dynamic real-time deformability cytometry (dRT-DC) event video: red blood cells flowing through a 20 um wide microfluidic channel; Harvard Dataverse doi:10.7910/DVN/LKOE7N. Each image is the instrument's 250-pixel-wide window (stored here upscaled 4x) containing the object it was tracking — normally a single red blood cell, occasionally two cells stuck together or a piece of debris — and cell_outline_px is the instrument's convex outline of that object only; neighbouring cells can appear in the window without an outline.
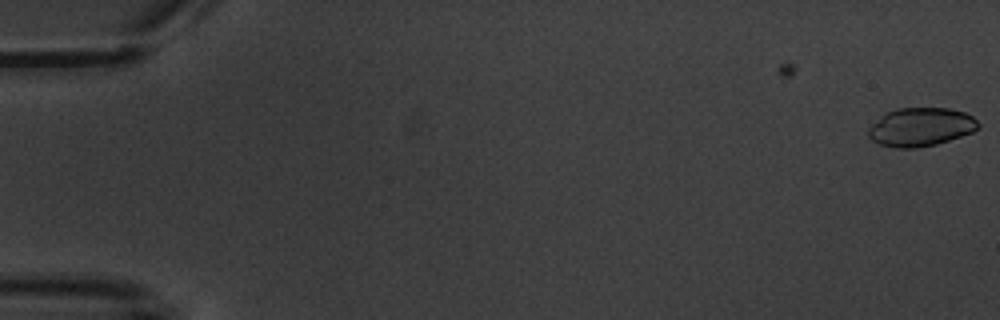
{"species": "common noctule bat (a hibernating species)", "species_latin": "Nyctalus noctula", "temperature_condition": "warm", "stored_images_in_passage": 2, "camera_frame_rate_fps": 3000, "um_per_image_px": 0.085, "animal": {"sex": "male", "body_mass_g": 20.1, "forearm_length_mm": 53.5}, "frame": {"image": 1, "passage_image": 2, "time_ms": 1.333, "image_size_px": [1000, 320], "cell_outline_px": [[980, 128], [972, 132], [936, 144], [916, 148], [896, 148], [880, 144], [872, 140], [868, 136], [868, 128], [872, 124], [888, 112], [896, 108], [948, 108], [964, 112], [972, 116], [980, 124]], "centroid_in_image_um": [78.27, 10.8], "position_along_channel_um": 6.7, "area_um2": 24.51}}